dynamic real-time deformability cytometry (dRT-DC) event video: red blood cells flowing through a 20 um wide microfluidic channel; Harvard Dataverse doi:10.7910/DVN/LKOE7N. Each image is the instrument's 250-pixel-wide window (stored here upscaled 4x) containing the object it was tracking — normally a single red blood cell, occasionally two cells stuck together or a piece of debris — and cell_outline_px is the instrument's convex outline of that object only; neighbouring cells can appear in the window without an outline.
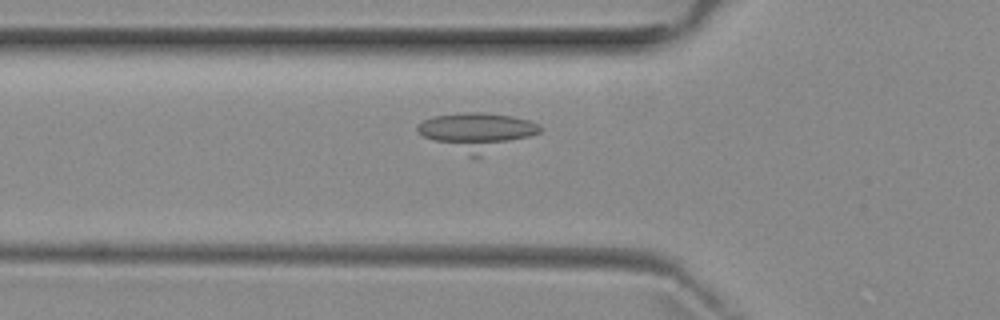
{"species": "common noctule bat (a hibernating species)", "species_latin": "Nyctalus noctula", "temperature_condition": "room temperature", "stored_images_in_passage": 7, "camera_frame_rate_fps": 3000, "um_per_image_px": 0.085, "animal": {"sex": "female", "body_mass_g": 29.2, "forearm_length_mm": 56.3}, "frame": {"image": 1, "passage_image": 7, "time_ms": 8.667, "image_size_px": [1000, 320], "cell_outline_px": [[544, 128], [540, 132], [480, 156], [468, 156], [432, 140], [424, 136], [416, 128], [416, 124], [432, 116], [464, 112], [484, 112], [512, 116], [528, 120], [540, 124]], "centroid_in_image_um": [40.54, 11.15], "position_along_channel_um": 85.3, "area_um2": 26.47}}